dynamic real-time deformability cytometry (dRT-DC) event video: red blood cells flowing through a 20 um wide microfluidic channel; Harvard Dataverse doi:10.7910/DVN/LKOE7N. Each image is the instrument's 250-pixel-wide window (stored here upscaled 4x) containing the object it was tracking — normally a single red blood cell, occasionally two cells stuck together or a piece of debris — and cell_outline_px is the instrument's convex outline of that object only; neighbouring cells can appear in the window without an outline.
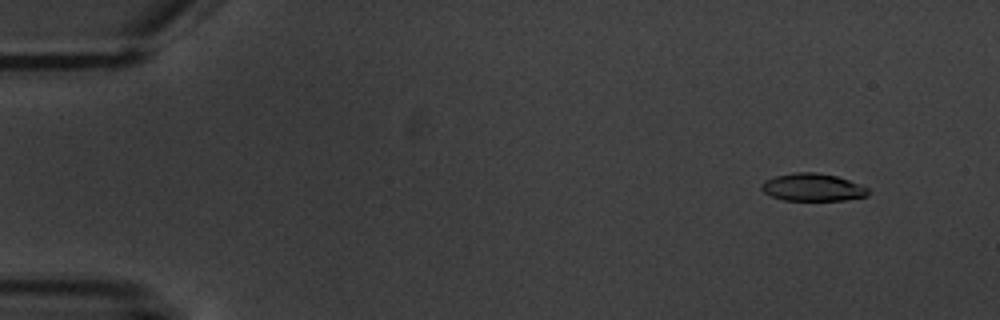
{"species": "common noctule bat (a hibernating species)", "species_latin": "Nyctalus noctula", "temperature_condition": "warm", "stored_images_in_passage": 9, "camera_frame_rate_fps": 3000, "um_per_image_px": 0.085, "animal": {"sex": "male", "body_mass_g": 20.1, "forearm_length_mm": 53.5}, "frame": {"image": 1, "passage_image": 2, "time_ms": 1.333, "image_size_px": [1000, 320], "cell_outline_px": [[868, 196], [844, 200], [784, 200], [772, 196], [764, 192], [760, 188], [760, 184], [764, 180], [776, 176], [796, 172], [816, 172], [836, 176], [848, 180], [868, 188]], "centroid_in_image_um": [69.05, 15.92], "position_along_channel_um": 16.0, "area_um2": 17.05}}
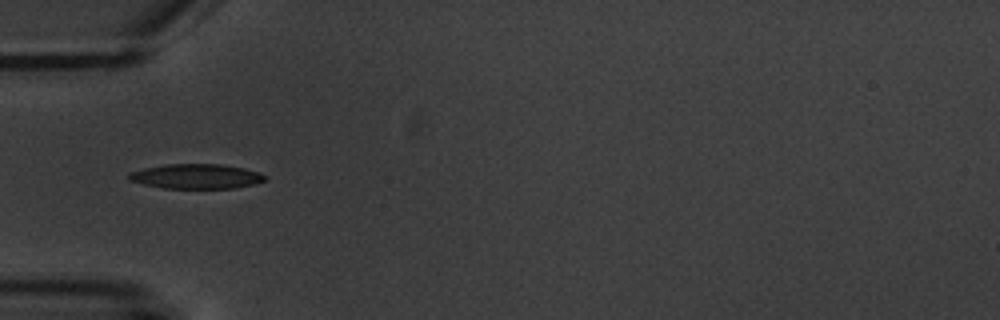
{"frame": {"image": 2, "passage_image": 6, "time_ms": 6.0, "image_size_px": [1000, 320], "cell_outline_px": [[268, 176], [264, 180], [252, 184], [236, 188], [164, 188], [144, 184], [128, 180], [128, 172], [144, 168], [164, 164], [220, 164], [244, 168], [260, 172]], "centroid_in_image_um": [16.67, 14.98], "position_along_channel_um": 68.3, "area_um2": 19.65}}